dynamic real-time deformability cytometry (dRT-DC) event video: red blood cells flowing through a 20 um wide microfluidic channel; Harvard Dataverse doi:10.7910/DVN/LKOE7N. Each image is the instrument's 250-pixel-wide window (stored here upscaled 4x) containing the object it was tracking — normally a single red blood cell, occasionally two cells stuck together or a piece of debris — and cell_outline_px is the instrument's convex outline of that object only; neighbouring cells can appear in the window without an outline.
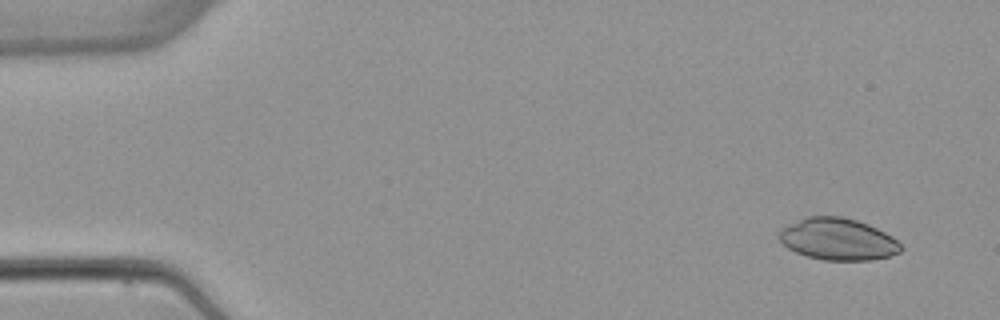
{"species": "common noctule bat (a hibernating species)", "species_latin": "Nyctalus noctula", "temperature_condition": "warm", "stored_images_in_passage": 5, "camera_frame_rate_fps": 3000, "um_per_image_px": 0.085, "animal": {"sex": "female", "body_mass_g": 22.7, "forearm_length_mm": 54.2}, "frame": {"image": 1, "passage_image": 1, "time_ms": 0.0, "image_size_px": [1000, 320], "cell_outline_px": [[904, 248], [900, 252], [888, 256], [872, 260], [824, 260], [808, 256], [796, 252], [788, 248], [776, 236], [780, 228], [788, 224], [808, 216], [840, 216], [856, 220], [868, 224], [892, 236]], "centroid_in_image_um": [71.2, 20.33], "position_along_channel_um": 13.8, "area_um2": 29.71}}
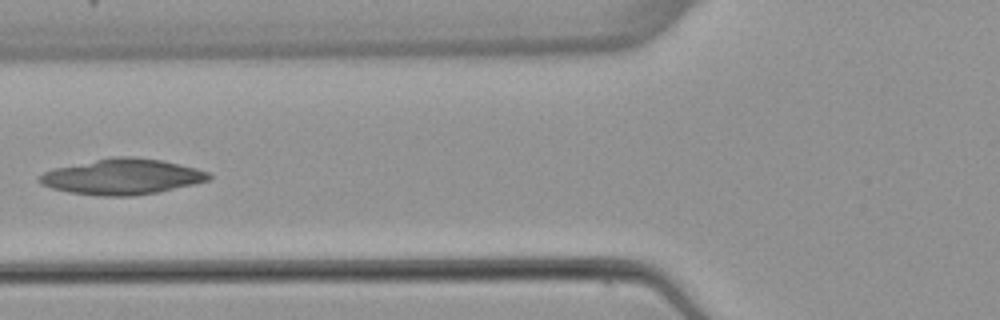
{"frame": {"image": 2, "passage_image": 5, "time_ms": 5.667, "image_size_px": [1000, 320], "cell_outline_px": [[212, 176], [208, 180], [192, 184], [156, 192], [132, 196], [100, 196], [68, 192], [52, 188], [40, 184], [36, 180], [36, 176], [44, 172], [56, 168], [112, 156], [136, 156], [160, 160], [196, 168], [208, 172]], "centroid_in_image_um": [10.32, 15.01], "position_along_channel_um": 115.5, "area_um2": 35.03}}